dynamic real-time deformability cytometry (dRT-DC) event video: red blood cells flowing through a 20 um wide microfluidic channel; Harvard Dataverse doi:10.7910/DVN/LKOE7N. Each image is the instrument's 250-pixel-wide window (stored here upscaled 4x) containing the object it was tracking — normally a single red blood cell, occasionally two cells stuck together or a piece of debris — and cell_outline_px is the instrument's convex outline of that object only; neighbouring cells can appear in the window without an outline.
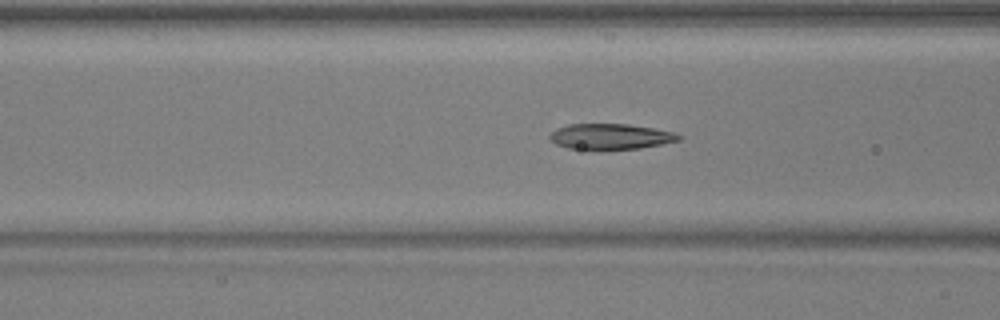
{"species": "common noctule bat (a hibernating species)", "species_latin": "Nyctalus noctula", "temperature_condition": "warm", "stored_images_in_passage": 38, "camera_frame_rate_fps": 3000, "um_per_image_px": 0.085, "animal": {"sex": "male", "body_mass_g": 17.9, "forearm_length_mm": 54.2}, "frame": {"image": 1, "passage_image": 7, "time_ms": 2.0, "image_size_px": [1000, 320], "cell_outline_px": [[680, 140], [640, 148], [568, 148], [556, 144], [548, 136], [556, 128], [568, 124], [628, 124], [676, 132], [680, 136]], "centroid_in_image_um": [51.89, 11.58], "position_along_channel_um": 114.7, "area_um2": 18.79}}
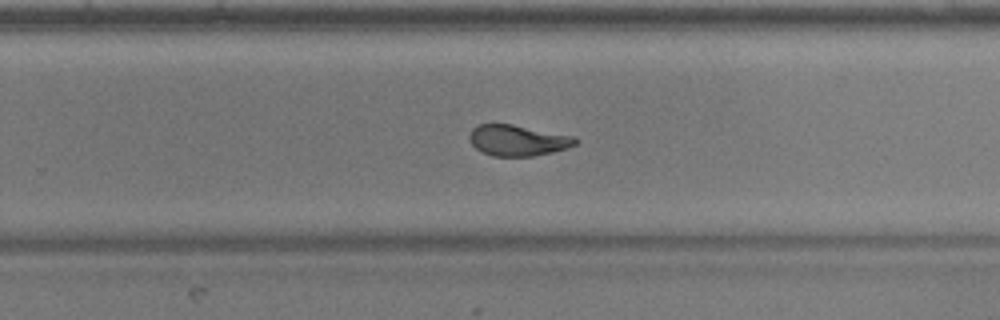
{"frame": {"image": 2, "passage_image": 20, "time_ms": 6.333, "image_size_px": [1000, 320], "cell_outline_px": [[580, 140], [576, 144], [568, 148], [552, 152], [532, 156], [492, 156], [476, 148], [468, 140], [468, 136], [472, 128], [480, 124], [512, 124], [576, 136]], "centroid_in_image_um": [44.04, 11.92], "position_along_channel_um": 285.8, "area_um2": 19.25}}
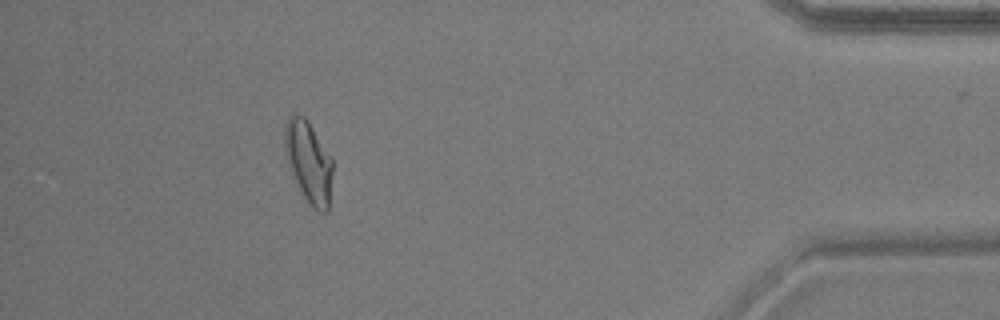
{"frame": {"image": 3, "passage_image": 33, "time_ms": 10.667, "image_size_px": [1000, 320], "cell_outline_px": [[332, 172], [328, 212], [320, 212], [312, 208], [308, 204], [300, 192], [288, 164], [284, 152], [284, 124], [288, 116], [296, 112], [304, 116], [308, 120], [332, 156]], "centroid_in_image_um": [26.21, 13.73], "position_along_channel_um": 409.0, "area_um2": 23.35}, "authors_computed_cell_mechanics": {"area_um2": 19.652, "velocity_mm_per_s": 3.9536, "shape_relaxation_time_tau1_ms": 6.0129, "shape_relaxation_time_tau2_ms": 1.3303, "deformation_change_tau1": 0.2324, "deformation_change_tau2": 0.0833}}